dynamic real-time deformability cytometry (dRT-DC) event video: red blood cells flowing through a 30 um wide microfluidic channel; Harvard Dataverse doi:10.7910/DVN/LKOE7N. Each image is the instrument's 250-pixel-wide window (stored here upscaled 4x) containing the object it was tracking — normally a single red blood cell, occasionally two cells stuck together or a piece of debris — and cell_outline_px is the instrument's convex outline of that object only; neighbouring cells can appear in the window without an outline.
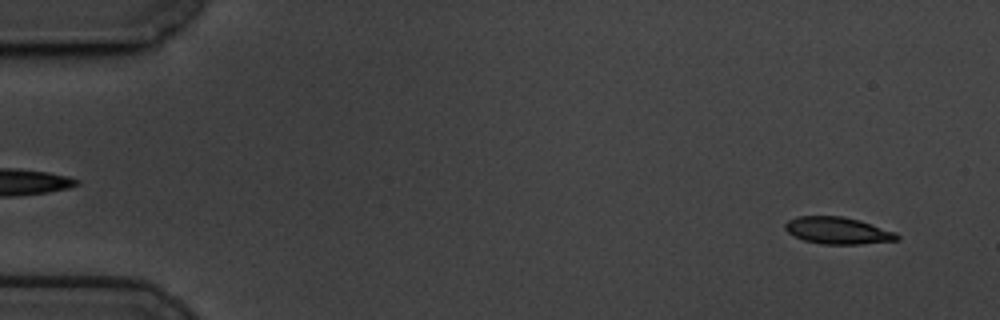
{"species": "common noctule bat (a hibernating species)", "species_latin": "Nyctalus noctula", "temperature_condition": "cold", "stored_images_in_passage": 58, "camera_frame_rate_fps": 3000, "um_per_image_px": 0.085, "animal": {"sex": "male", "body_mass_g": 19.5, "forearm_length_mm": 54.6}, "frame": {"image": 1, "passage_image": 3, "time_ms": 0.667, "image_size_px": [1000, 320], "cell_outline_px": [[900, 240], [860, 244], [820, 244], [804, 240], [788, 232], [784, 228], [784, 224], [788, 220], [796, 216], [844, 216], [860, 220], [896, 232], [900, 236]], "centroid_in_image_um": [71.23, 19.59], "position_along_channel_um": 13.8, "area_um2": 17.69}}
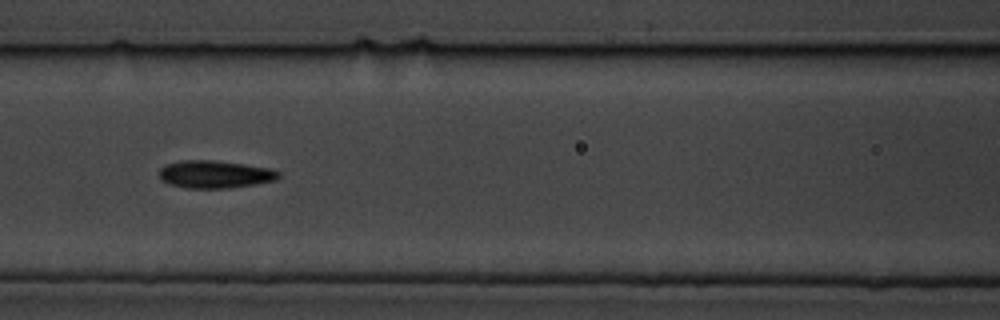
{"frame": {"image": 2, "passage_image": 25, "time_ms": 8.0, "image_size_px": [1000, 320], "cell_outline_px": [[280, 176], [276, 180], [256, 184], [228, 188], [184, 188], [168, 184], [160, 180], [160, 168], [164, 164], [180, 160], [212, 160], [244, 164], [268, 168], [280, 172]], "centroid_in_image_um": [18.22, 14.82], "position_along_channel_um": 148.4, "area_um2": 19.36}}
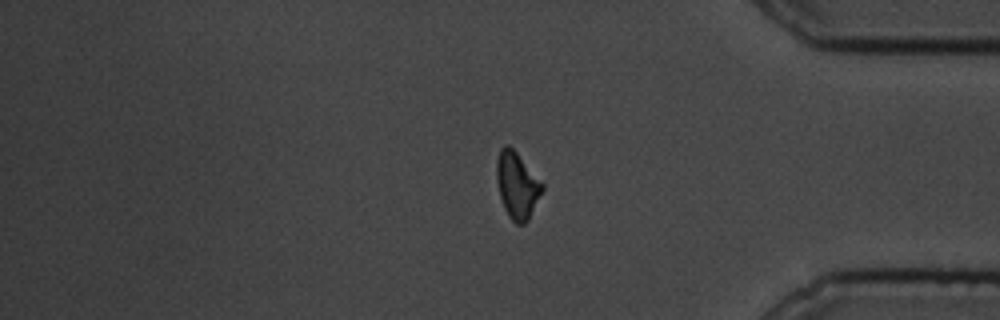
{"frame": {"image": 3, "passage_image": 48, "time_ms": 15.667, "image_size_px": [1000, 320], "cell_outline_px": [[544, 188], [528, 220], [524, 224], [516, 224], [508, 216], [504, 208], [500, 196], [496, 180], [496, 160], [500, 148], [504, 144], [508, 144], [516, 152], [544, 184]], "centroid_in_image_um": [43.93, 15.74], "position_along_channel_um": 391.3, "area_um2": 17.69}, "authors_computed_cell_mechanics": {"area_um2": 17.8891, "velocity_mm_per_s": 3.4262, "shape_relaxation_time_tau1_ms": 2.5086, "shape_relaxation_time_tau2_ms": 2.0414, "deformation_change_tau1": 0.1119, "deformation_change_tau2": 0.0779}}